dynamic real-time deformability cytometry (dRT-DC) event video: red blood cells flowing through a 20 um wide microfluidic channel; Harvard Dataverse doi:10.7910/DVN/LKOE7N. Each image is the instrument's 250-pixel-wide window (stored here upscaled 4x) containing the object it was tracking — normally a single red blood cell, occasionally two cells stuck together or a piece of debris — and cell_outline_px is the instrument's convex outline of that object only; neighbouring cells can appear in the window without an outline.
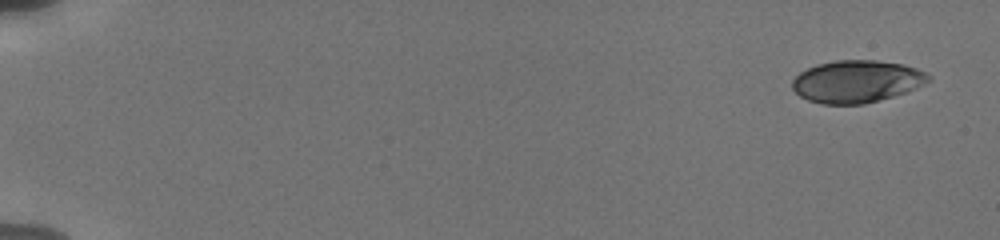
{"species": "human", "species_latin": "Homo sapiens", "temperature_condition": "cold", "stored_images_in_passage": 20, "camera_frame_rate_fps": 3000, "um_per_image_px": 0.085, "donor": {"sex": "male"}, "frame": {"image": 1, "passage_image": 1, "time_ms": 0.0, "image_size_px": [1000, 240], "cell_outline_px": [[932, 80], [904, 92], [892, 96], [864, 104], [820, 104], [808, 100], [800, 96], [792, 88], [792, 80], [800, 72], [816, 64], [836, 60], [876, 60], [904, 64], [916, 68], [932, 76]], "centroid_in_image_um": [72.8, 6.91], "position_along_channel_um": 12.2, "area_um2": 33.52}}
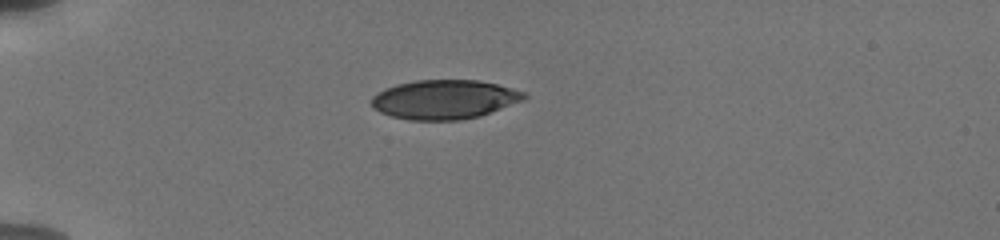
{"frame": {"image": 2, "passage_image": 12, "time_ms": 4.667, "image_size_px": [1000, 240], "cell_outline_px": [[528, 96], [524, 100], [480, 116], [460, 120], [408, 120], [392, 116], [380, 112], [372, 108], [372, 96], [384, 88], [396, 84], [416, 80], [480, 80], [512, 88], [524, 92]], "centroid_in_image_um": [37.76, 8.45], "position_along_channel_um": 47.2, "area_um2": 34.97}}
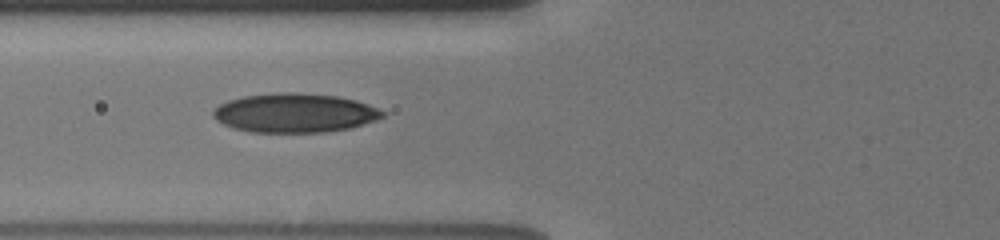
{"frame": {"image": 3, "passage_image": 19, "time_ms": 7.0, "image_size_px": [1000, 240], "cell_outline_px": [[388, 112], [384, 116], [376, 120], [364, 124], [348, 128], [328, 132], [252, 132], [236, 128], [224, 124], [216, 120], [212, 116], [212, 112], [220, 104], [228, 100], [244, 96], [280, 92], [300, 92], [336, 96], [356, 100], [380, 108]], "centroid_in_image_um": [25.09, 9.59], "position_along_channel_um": 100.7, "area_um2": 38.73}}